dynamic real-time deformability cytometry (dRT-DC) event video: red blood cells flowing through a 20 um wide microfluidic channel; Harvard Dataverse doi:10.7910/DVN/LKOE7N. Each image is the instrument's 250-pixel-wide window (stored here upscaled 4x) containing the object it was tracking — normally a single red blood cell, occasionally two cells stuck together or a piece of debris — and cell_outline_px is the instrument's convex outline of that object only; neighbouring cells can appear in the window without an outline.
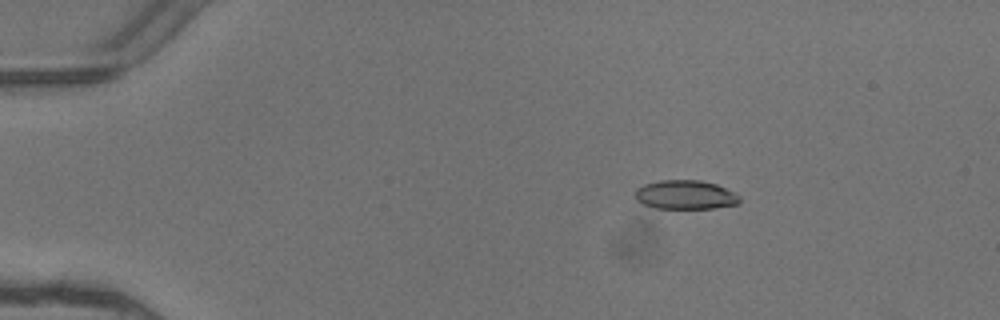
{"species": "common noctule bat (a hibernating species)", "species_latin": "Nyctalus noctula", "temperature_condition": "warm", "stored_images_in_passage": 6, "segment_of_instrument_passage": [1, 2], "camera_frame_rate_fps": 3000, "um_per_image_px": 0.085, "animal": {"sex": "female"}, "frame": {"image": 1, "passage_image": 3, "time_ms": 0.667, "image_size_px": [1000, 320], "cell_outline_px": [[740, 204], [716, 208], [656, 208], [644, 204], [636, 200], [636, 188], [644, 184], [660, 180], [700, 180], [716, 184], [736, 192], [740, 196]], "centroid_in_image_um": [58.3, 16.55], "position_along_channel_um": 26.7, "area_um2": 17.8}}